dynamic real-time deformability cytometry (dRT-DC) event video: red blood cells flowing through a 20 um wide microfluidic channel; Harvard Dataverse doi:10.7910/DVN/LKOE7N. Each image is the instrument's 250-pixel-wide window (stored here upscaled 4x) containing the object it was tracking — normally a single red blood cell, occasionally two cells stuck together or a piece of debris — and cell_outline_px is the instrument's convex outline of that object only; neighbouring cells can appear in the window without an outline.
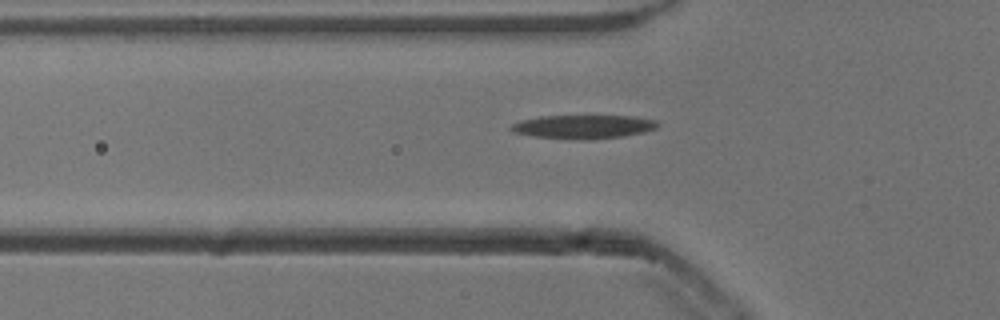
{"species": "common noctule bat (a hibernating species)", "species_latin": "Nyctalus noctula", "temperature_condition": "cold", "stored_images_in_passage": 39, "camera_frame_rate_fps": 3000, "um_per_image_px": 0.085, "animal": {"sex": "male", "body_mass_g": 13.3}, "frame": {"image": 1, "passage_image": 8, "time_ms": 2.333, "image_size_px": [1000, 320], "cell_outline_px": [[660, 124], [656, 128], [644, 132], [624, 136], [532, 136], [512, 132], [508, 128], [512, 124], [520, 120], [540, 116], [632, 116], [656, 120]], "centroid_in_image_um": [49.58, 10.71], "position_along_channel_um": 76.2, "area_um2": 18.96}}
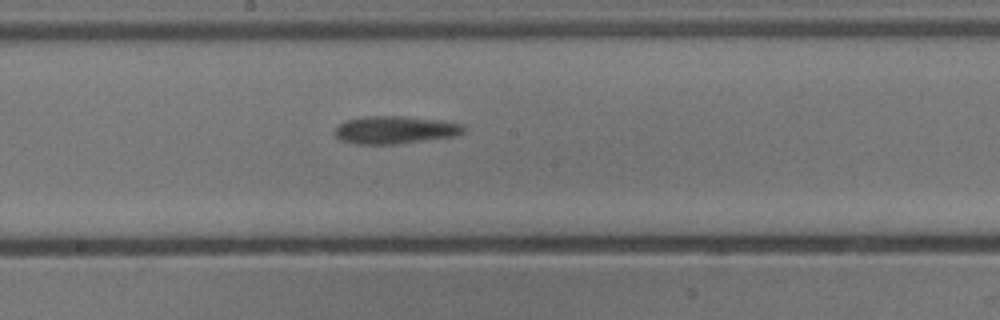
{"frame": {"image": 2, "passage_image": 19, "time_ms": 6.0, "image_size_px": [1000, 320], "cell_outline_px": [[464, 132], [456, 136], [396, 144], [356, 144], [344, 140], [336, 136], [336, 128], [340, 124], [348, 120], [368, 116], [396, 116], [444, 120], [464, 124]], "centroid_in_image_um": [33.65, 11.04], "position_along_channel_um": 214.5, "area_um2": 20.58}}
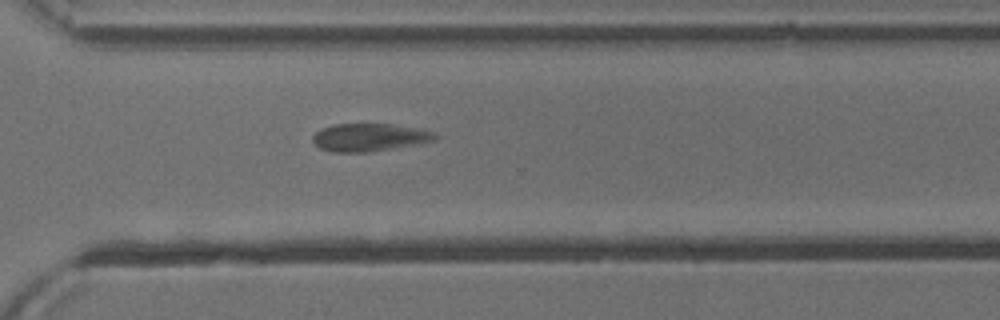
{"frame": {"image": 3, "passage_image": 29, "time_ms": 9.333, "image_size_px": [1000, 320], "cell_outline_px": [[440, 136], [436, 140], [368, 152], [332, 152], [320, 148], [312, 140], [312, 136], [320, 128], [332, 124], [392, 124], [424, 128], [436, 132]], "centroid_in_image_um": [31.43, 11.65], "position_along_channel_um": 339.2, "area_um2": 20.0}}